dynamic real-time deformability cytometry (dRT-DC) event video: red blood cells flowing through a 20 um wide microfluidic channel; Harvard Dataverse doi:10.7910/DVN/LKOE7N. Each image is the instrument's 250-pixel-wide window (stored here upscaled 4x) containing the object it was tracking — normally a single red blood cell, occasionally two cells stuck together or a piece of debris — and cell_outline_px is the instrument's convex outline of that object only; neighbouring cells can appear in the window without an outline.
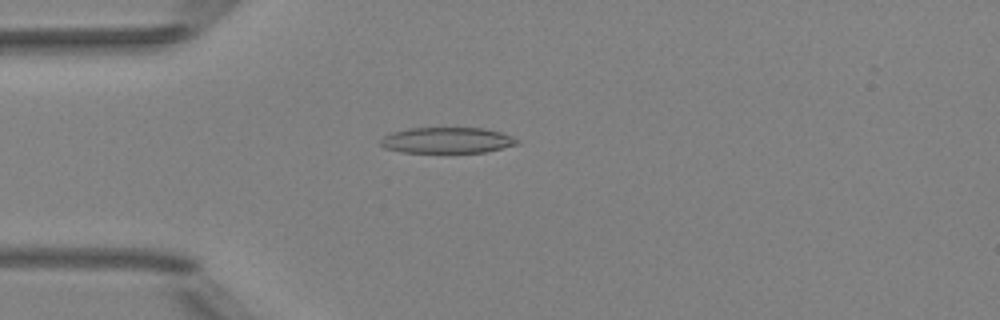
{"species": "Egyptian fruit bat (a non-hibernating species)", "species_latin": "Rousettus aegyptiacus", "temperature_condition": "room temperature", "stored_images_in_passage": 46, "camera_frame_rate_fps": 3000, "um_per_image_px": 0.085, "animal": {"sex": "female"}, "frame": {"image": 1, "passage_image": 9, "time_ms": 2.667, "image_size_px": [1000, 320], "cell_outline_px": [[520, 144], [484, 152], [400, 152], [384, 148], [380, 144], [380, 140], [384, 136], [392, 132], [408, 128], [484, 128], [500, 132], [512, 136], [520, 140]], "centroid_in_image_um": [38.01, 11.92], "position_along_channel_um": 47.0, "area_um2": 20.63}}
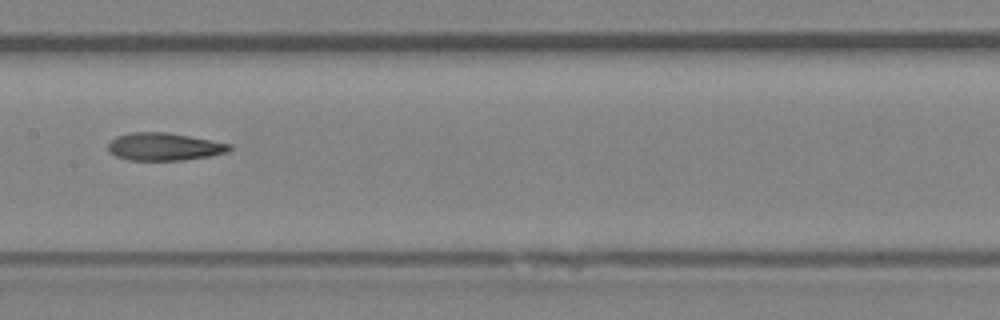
{"frame": {"image": 2, "passage_image": 21, "time_ms": 6.667, "image_size_px": [1000, 320], "cell_outline_px": [[232, 148], [228, 152], [212, 156], [184, 160], [128, 160], [116, 156], [108, 152], [108, 144], [116, 136], [132, 132], [168, 132], [232, 144]], "centroid_in_image_um": [13.97, 12.47], "position_along_channel_um": 193.4, "area_um2": 19.71}}
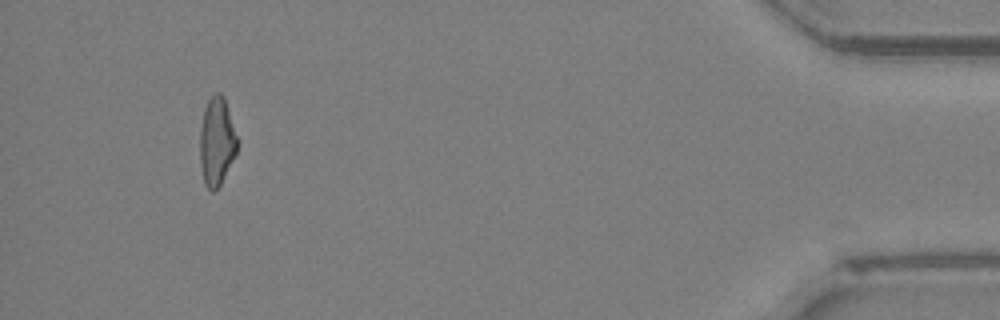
{"frame": {"image": 3, "passage_image": 43, "time_ms": 14.0, "image_size_px": [1000, 320], "cell_outline_px": [[240, 140], [236, 152], [220, 184], [212, 192], [204, 184], [200, 164], [200, 128], [204, 108], [208, 100], [216, 92], [220, 92], [224, 96]], "centroid_in_image_um": [18.44, 11.98], "position_along_channel_um": 416.8, "area_um2": 19.42}, "authors_computed_cell_mechanics": {"area_um2": 20.0566, "velocity_mm_per_s": 4.0326, "shape_relaxation_time_tau1_ms": null, "shape_relaxation_time_tau2_ms": 6.806, "deformation_change_tau1": null, "deformation_change_tau2": 0.1918}}